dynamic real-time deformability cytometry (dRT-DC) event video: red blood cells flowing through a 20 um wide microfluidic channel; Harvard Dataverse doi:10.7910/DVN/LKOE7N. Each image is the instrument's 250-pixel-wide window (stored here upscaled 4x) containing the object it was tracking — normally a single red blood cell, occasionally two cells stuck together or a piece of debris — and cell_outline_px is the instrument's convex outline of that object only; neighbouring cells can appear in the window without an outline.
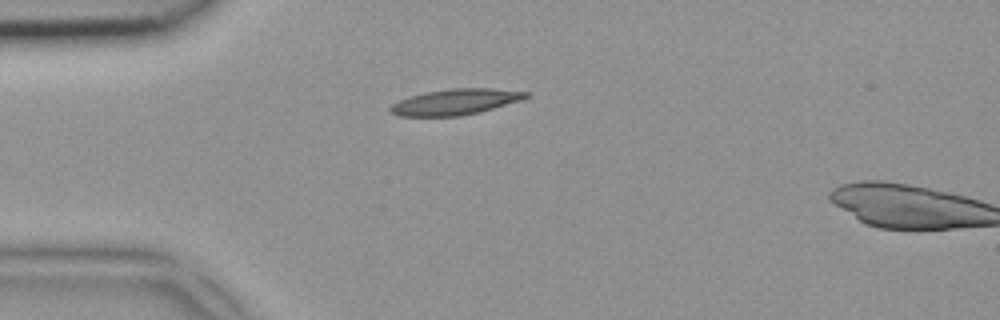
{"species": "common noctule bat (a hibernating species)", "species_latin": "Nyctalus noctula", "temperature_condition": "room temperature", "stored_images_in_passage": 2, "camera_frame_rate_fps": 3000, "um_per_image_px": 0.085, "animal": {"sex": "female", "body_mass_g": 18.4}, "frame": {"image": 1, "passage_image": 1, "time_ms": 0.0, "image_size_px": [1000, 320], "cell_outline_px": [[528, 96], [524, 100], [480, 112], [460, 116], [396, 116], [388, 112], [388, 108], [392, 104], [400, 100], [412, 96], [428, 92], [452, 88], [492, 88], [528, 92]], "centroid_in_image_um": [38.72, 8.67], "position_along_channel_um": 46.3, "area_um2": 20.46}}